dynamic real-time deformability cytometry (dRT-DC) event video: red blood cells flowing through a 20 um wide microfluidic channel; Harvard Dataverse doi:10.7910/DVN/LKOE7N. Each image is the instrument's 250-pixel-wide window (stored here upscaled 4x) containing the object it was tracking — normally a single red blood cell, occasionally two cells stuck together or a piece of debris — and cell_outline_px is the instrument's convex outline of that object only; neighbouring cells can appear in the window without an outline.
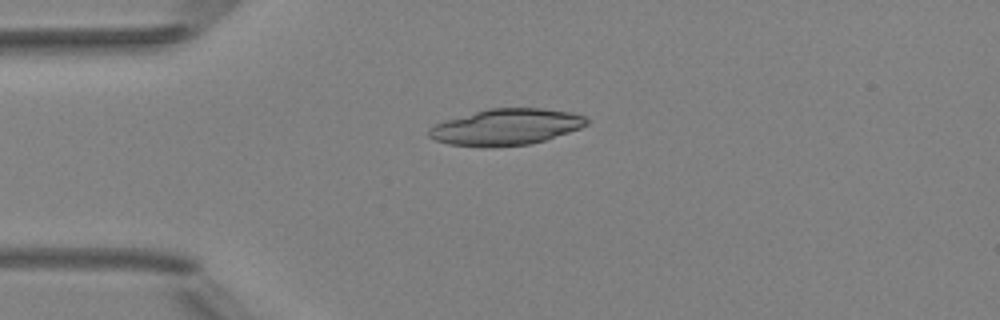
{"species": "Egyptian fruit bat (a non-hibernating species)", "species_latin": "Rousettus aegyptiacus", "temperature_condition": "room temperature", "stored_images_in_passage": 6, "camera_frame_rate_fps": 3000, "um_per_image_px": 0.085, "animal": {"sex": "female"}, "frame": {"image": 1, "passage_image": 3, "time_ms": 3.0, "image_size_px": [1000, 320], "cell_outline_px": [[588, 124], [580, 128], [544, 140], [528, 144], [484, 148], [448, 144], [436, 140], [428, 136], [428, 128], [436, 124], [448, 120], [488, 108], [540, 108], [572, 112], [584, 116], [588, 120]], "centroid_in_image_um": [43.01, 10.8], "position_along_channel_um": 42.0, "area_um2": 33.12}}
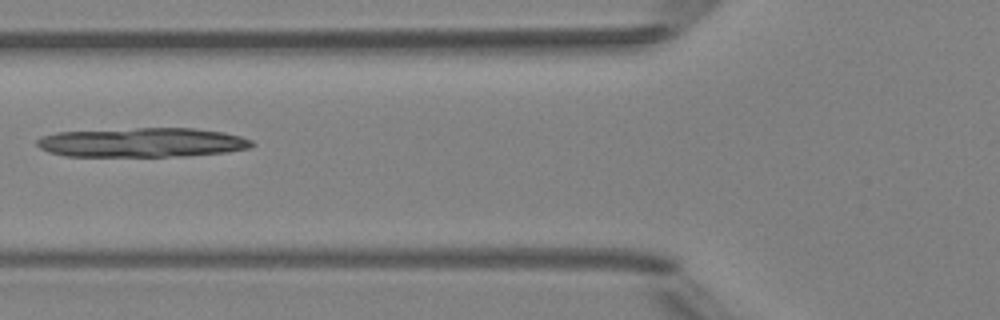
{"frame": {"image": 2, "passage_image": 5, "time_ms": 5.333, "image_size_px": [1000, 320], "cell_outline_px": [[256, 144], [248, 148], [228, 152], [188, 156], [64, 156], [48, 152], [40, 148], [36, 144], [36, 140], [40, 136], [56, 132], [136, 128], [192, 128], [224, 132], [240, 136], [252, 140]], "centroid_in_image_um": [12.08, 12.11], "position_along_channel_um": 113.7, "area_um2": 37.05}}
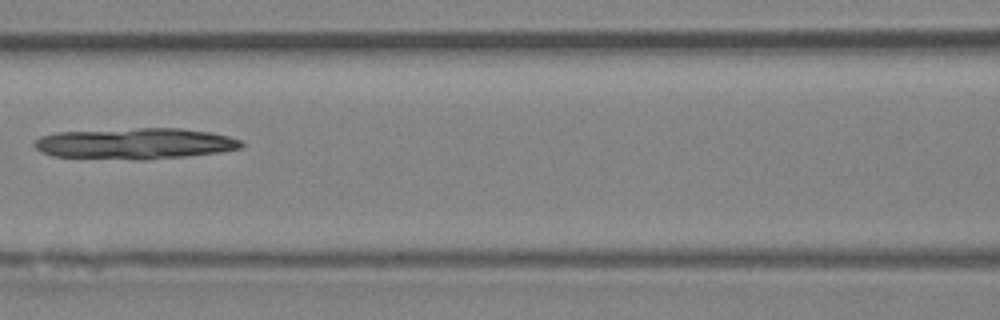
{"frame": {"image": 3, "passage_image": 6, "time_ms": 6.333, "image_size_px": [1000, 320], "cell_outline_px": [[244, 144], [240, 148], [220, 152], [148, 160], [136, 160], [52, 156], [40, 152], [32, 144], [40, 136], [56, 132], [140, 128], [180, 128], [212, 132], [228, 136], [240, 140]], "centroid_in_image_um": [11.46, 12.2], "position_along_channel_um": 155.1, "area_um2": 37.63}}